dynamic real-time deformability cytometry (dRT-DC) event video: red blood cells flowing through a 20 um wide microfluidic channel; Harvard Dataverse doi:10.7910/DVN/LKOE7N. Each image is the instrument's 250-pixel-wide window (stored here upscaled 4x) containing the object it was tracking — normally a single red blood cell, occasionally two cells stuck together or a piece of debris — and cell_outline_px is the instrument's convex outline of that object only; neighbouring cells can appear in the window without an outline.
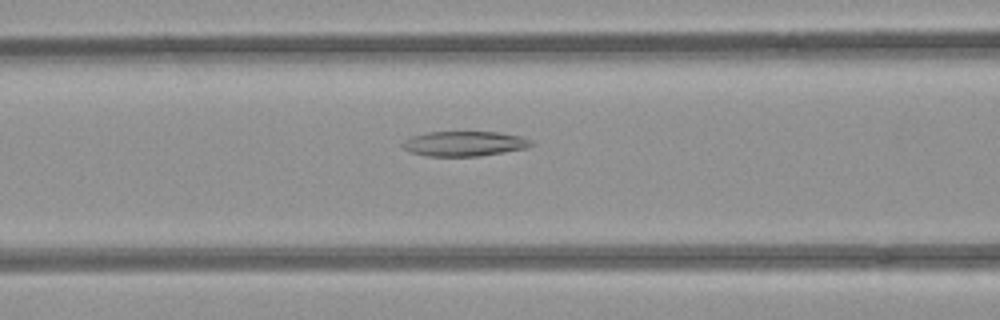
{"species": "common noctule bat (a hibernating species)", "species_latin": "Nyctalus noctula", "temperature_condition": "room temperature", "stored_images_in_passage": 38, "camera_frame_rate_fps": 3000, "um_per_image_px": 0.085, "animal": {"sex": "female", "body_mass_g": 21.9}, "frame": {"image": 1, "passage_image": 8, "time_ms": 2.333, "image_size_px": [1000, 320], "cell_outline_px": [[536, 144], [528, 148], [480, 156], [424, 156], [408, 152], [400, 144], [404, 140], [412, 136], [428, 132], [500, 132], [520, 136], [532, 140]], "centroid_in_image_um": [39.48, 12.21], "position_along_channel_um": 127.1, "area_um2": 18.96}}
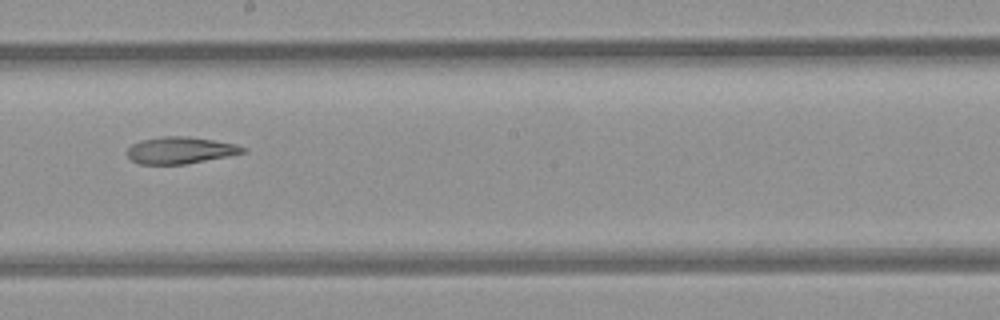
{"frame": {"image": 2, "passage_image": 16, "time_ms": 5.0, "image_size_px": [1000, 320], "cell_outline_px": [[248, 152], [228, 156], [184, 164], [140, 164], [132, 160], [128, 156], [128, 148], [132, 144], [140, 140], [160, 136], [188, 136], [236, 144], [248, 148]], "centroid_in_image_um": [15.35, 12.76], "position_along_channel_um": 232.8, "area_um2": 18.09}}
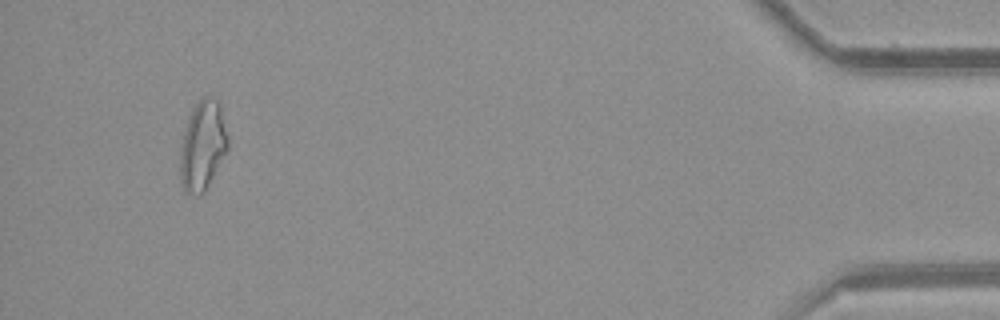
{"frame": {"image": 3, "passage_image": 36, "time_ms": 11.667, "image_size_px": [1000, 320], "cell_outline_px": [[228, 152], [204, 192], [184, 192], [180, 184], [180, 152], [184, 132], [188, 120], [196, 104], [204, 96], [208, 96], [216, 100], [220, 104], [228, 136]], "centroid_in_image_um": [17.25, 12.39], "position_along_channel_um": 418.0, "area_um2": 24.68}}